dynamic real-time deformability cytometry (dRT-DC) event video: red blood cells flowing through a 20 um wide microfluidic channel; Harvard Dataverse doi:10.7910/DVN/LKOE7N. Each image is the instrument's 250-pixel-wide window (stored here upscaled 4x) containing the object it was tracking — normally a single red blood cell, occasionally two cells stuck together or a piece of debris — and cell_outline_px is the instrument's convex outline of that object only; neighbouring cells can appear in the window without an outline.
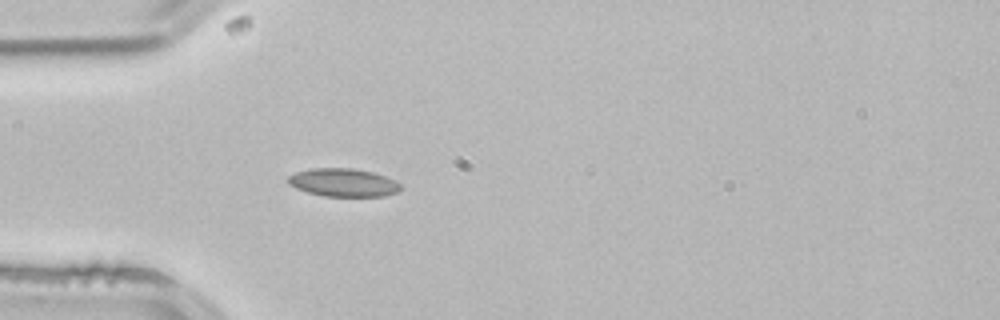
{"species": "common noctule bat (a hibernating species)", "species_latin": "Nyctalus noctula", "temperature_condition": "room temperature", "stored_images_in_passage": 2, "camera_frame_rate_fps": 3000, "um_per_image_px": 0.085, "animal": {"sex": "male", "body_mass_g": 21.5, "forearm_length_mm": 52.0}, "frame": {"image": 1, "passage_image": 2, "time_ms": 0.333, "image_size_px": [1000, 320], "cell_outline_px": [[400, 188], [396, 192], [384, 196], [324, 196], [308, 192], [296, 188], [288, 184], [288, 176], [296, 172], [312, 168], [352, 168], [372, 172], [396, 180], [400, 184]], "centroid_in_image_um": [29.16, 15.51], "position_along_channel_um": 55.8, "area_um2": 18.32}}